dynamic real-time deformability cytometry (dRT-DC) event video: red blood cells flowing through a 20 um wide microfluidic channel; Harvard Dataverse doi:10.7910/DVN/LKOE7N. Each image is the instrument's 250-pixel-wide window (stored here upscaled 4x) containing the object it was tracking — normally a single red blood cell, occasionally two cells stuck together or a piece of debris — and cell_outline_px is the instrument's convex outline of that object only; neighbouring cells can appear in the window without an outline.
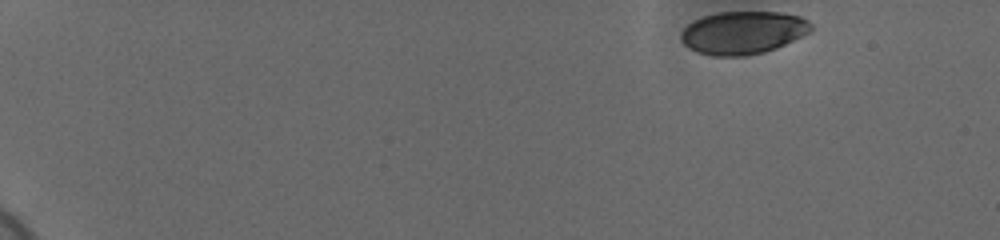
{"species": "human", "species_latin": "Homo sapiens", "temperature_condition": "cold", "stored_images_in_passage": 47, "camera_frame_rate_fps": 3000, "um_per_image_px": 0.085, "donor": {"sex": "female"}, "frame": {"image": 1, "passage_image": 1, "time_ms": 0.0, "image_size_px": [1000, 240], "cell_outline_px": [[812, 28], [808, 32], [776, 48], [764, 52], [744, 56], [712, 56], [696, 52], [688, 48], [680, 40], [680, 32], [692, 20], [704, 16], [720, 12], [780, 12], [800, 16], [808, 20], [812, 24]], "centroid_in_image_um": [63.11, 2.77], "position_along_channel_um": 21.9, "area_um2": 32.54}}
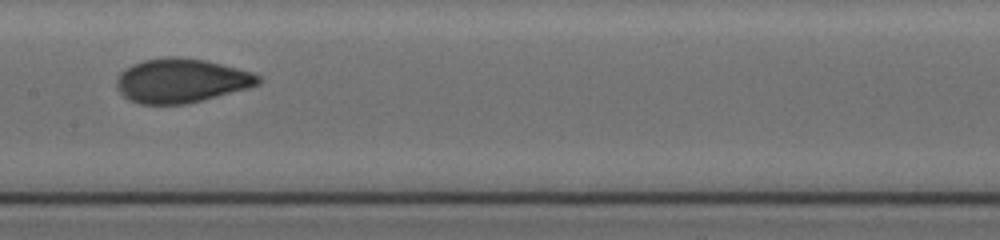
{"frame": {"image": 2, "passage_image": 27, "time_ms": 8.667, "image_size_px": [1000, 240], "cell_outline_px": [[260, 84], [248, 88], [188, 104], [140, 104], [128, 100], [120, 92], [116, 84], [116, 80], [120, 72], [132, 64], [144, 60], [168, 56], [176, 56], [208, 60], [252, 72], [260, 76]], "centroid_in_image_um": [15.4, 6.85], "position_along_channel_um": 192.0, "area_um2": 36.65}}
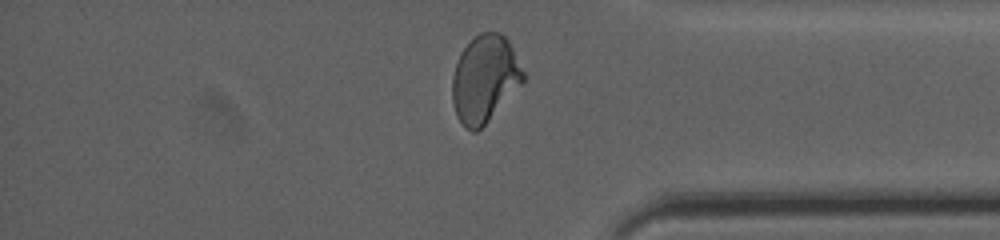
{"frame": {"image": 3, "passage_image": 44, "time_ms": 14.333, "image_size_px": [1000, 240], "cell_outline_px": [[524, 80], [488, 120], [476, 132], [472, 132], [464, 128], [456, 116], [452, 100], [452, 76], [460, 52], [480, 32], [500, 32], [508, 40], [524, 72]], "centroid_in_image_um": [41.16, 6.7], "position_along_channel_um": 394.0, "area_um2": 35.49}, "authors_computed_cell_mechanics": {"area_um2": 34.9112, "velocity_mm_per_s": 3.689, "shape_relaxation_time_tau1_ms": 6.9047, "shape_relaxation_time_tau2_ms": null, "deformation_change_tau1": 0.1903, "deformation_change_tau2": null}}